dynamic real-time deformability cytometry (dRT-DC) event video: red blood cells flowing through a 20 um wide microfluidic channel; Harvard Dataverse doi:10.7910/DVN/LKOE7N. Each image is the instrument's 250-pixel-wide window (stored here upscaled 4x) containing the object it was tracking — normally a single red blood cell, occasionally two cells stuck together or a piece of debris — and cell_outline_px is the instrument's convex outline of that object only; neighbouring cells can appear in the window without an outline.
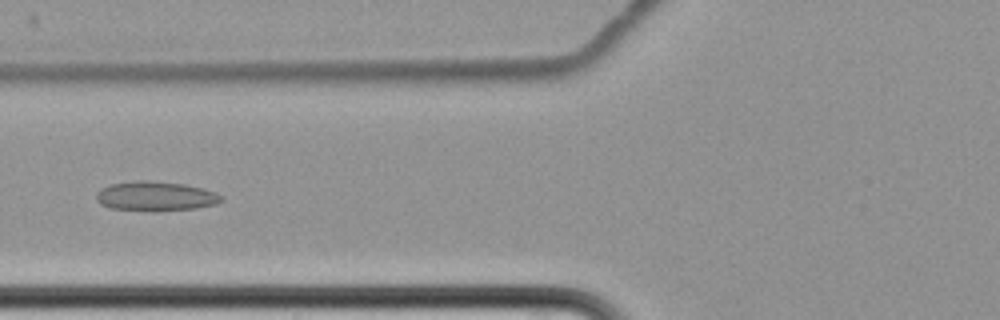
{"species": "common noctule bat (a hibernating species)", "species_latin": "Nyctalus noctula", "temperature_condition": "cold", "stored_images_in_passage": 7, "camera_frame_rate_fps": 3000, "um_per_image_px": 0.085, "animal": {"sex": "female", "body_mass_g": 22.7, "forearm_length_mm": 54.2}, "frame": {"image": 1, "passage_image": 7, "time_ms": 9.667, "image_size_px": [1000, 320], "cell_outline_px": [[224, 200], [216, 204], [196, 208], [156, 212], [152, 212], [108, 208], [100, 204], [96, 200], [96, 196], [104, 188], [112, 184], [132, 180], [148, 180], [184, 184], [204, 188], [216, 192], [224, 196]], "centroid_in_image_um": [13.27, 16.69], "position_along_channel_um": 112.5, "area_um2": 21.91}}